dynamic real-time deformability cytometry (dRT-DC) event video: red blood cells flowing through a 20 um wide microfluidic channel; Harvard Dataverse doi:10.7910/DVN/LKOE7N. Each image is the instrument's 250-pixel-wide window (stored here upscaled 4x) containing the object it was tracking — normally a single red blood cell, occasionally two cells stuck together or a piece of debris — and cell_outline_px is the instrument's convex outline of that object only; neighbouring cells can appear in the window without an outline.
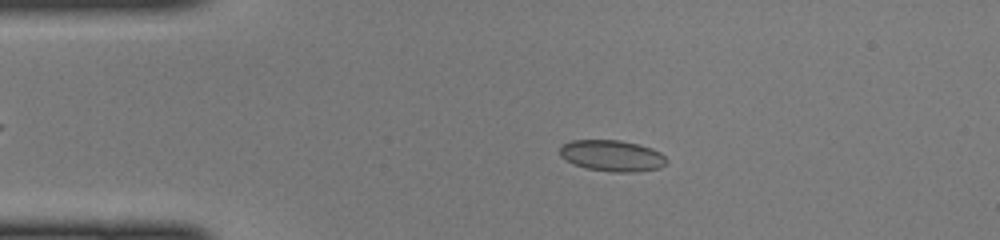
{"species": "common noctule bat (a hibernating species)", "species_latin": "Nyctalus noctula", "temperature_condition": "cold", "stored_images_in_passage": 46, "camera_frame_rate_fps": 3000, "um_per_image_px": 0.085, "animal": {"sex": "female", "body_mass_g": 22.0, "forearm_length_mm": 56.7}, "frame": {"image": 1, "passage_image": 9, "time_ms": 2.667, "image_size_px": [1000, 240], "cell_outline_px": [[668, 160], [660, 168], [636, 172], [612, 172], [584, 168], [572, 164], [560, 156], [560, 144], [572, 140], [620, 140], [640, 144], [652, 148], [660, 152]], "centroid_in_image_um": [52.0, 13.23], "position_along_channel_um": 33.0, "area_um2": 19.71}}
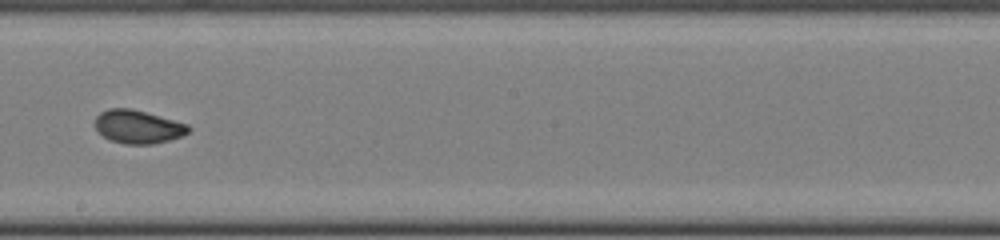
{"frame": {"image": 2, "passage_image": 26, "time_ms": 8.333, "image_size_px": [1000, 240], "cell_outline_px": [[192, 128], [188, 132], [180, 136], [168, 140], [152, 144], [124, 144], [108, 140], [96, 128], [96, 116], [100, 112], [108, 108], [132, 108], [188, 124]], "centroid_in_image_um": [11.72, 10.77], "position_along_channel_um": 236.5, "area_um2": 18.09}}
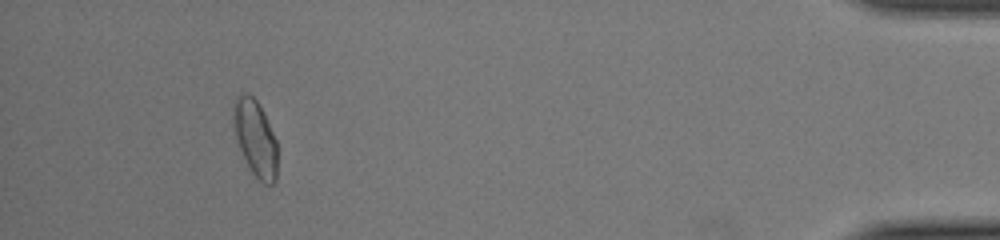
{"frame": {"image": 3, "passage_image": 43, "time_ms": 14.0, "image_size_px": [1000, 240], "cell_outline_px": [[276, 180], [272, 184], [264, 184], [252, 172], [240, 148], [232, 124], [232, 104], [236, 96], [240, 92], [244, 92], [252, 96], [256, 100], [276, 140]], "centroid_in_image_um": [21.66, 11.69], "position_along_channel_um": 413.5, "area_um2": 19.19}}